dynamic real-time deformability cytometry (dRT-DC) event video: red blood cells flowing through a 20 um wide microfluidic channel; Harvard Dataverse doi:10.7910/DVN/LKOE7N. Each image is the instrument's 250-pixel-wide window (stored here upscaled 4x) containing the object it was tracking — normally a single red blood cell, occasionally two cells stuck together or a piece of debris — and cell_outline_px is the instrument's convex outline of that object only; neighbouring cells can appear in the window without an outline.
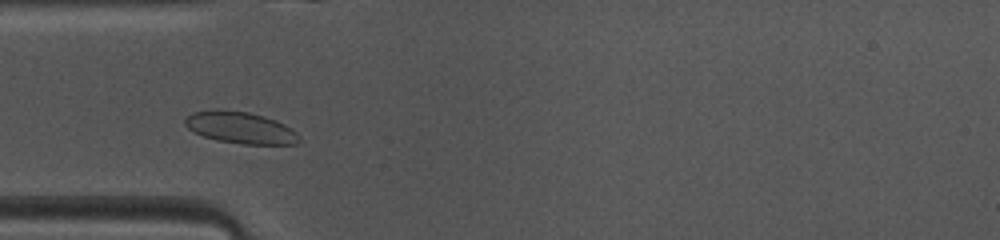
{"species": "common noctule bat (a hibernating species)", "species_latin": "Nyctalus noctula", "temperature_condition": "warm", "stored_images_in_passage": 35, "camera_frame_rate_fps": 3000, "um_per_image_px": 0.085, "animal": {"sex": "female", "body_mass_g": 10.0, "forearm_length_mm": 53.1}, "frame": {"image": 1, "passage_image": 1, "time_ms": 0.0, "image_size_px": [1000, 240], "cell_outline_px": [[300, 140], [296, 144], [244, 144], [216, 140], [204, 136], [188, 128], [184, 124], [184, 120], [192, 112], [216, 108], [248, 112], [264, 116], [276, 120], [284, 124], [296, 132]], "centroid_in_image_um": [20.41, 10.83], "position_along_channel_um": 64.6, "area_um2": 21.1}}
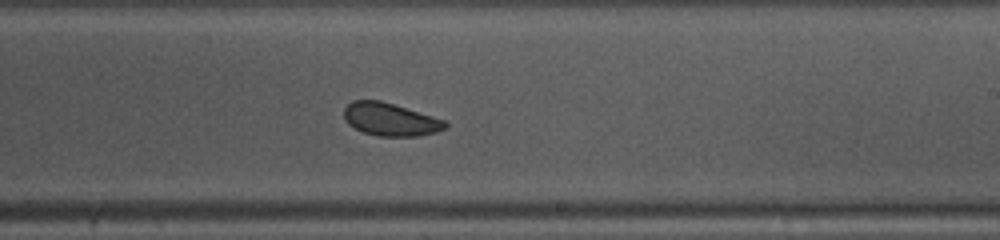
{"frame": {"image": 2, "passage_image": 15, "time_ms": 4.667, "image_size_px": [1000, 240], "cell_outline_px": [[448, 128], [436, 132], [416, 136], [380, 136], [364, 132], [348, 124], [344, 120], [344, 108], [352, 100], [380, 100], [432, 116], [444, 120], [448, 124]], "centroid_in_image_um": [33.17, 10.15], "position_along_channel_um": 255.8, "area_um2": 19.25}}
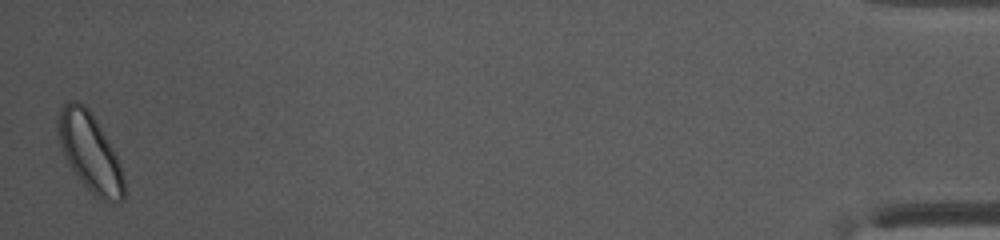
{"frame": {"image": 3, "passage_image": 35, "time_ms": 11.333, "image_size_px": [1000, 240], "cell_outline_px": [[124, 200], [120, 204], [104, 200], [96, 196], [80, 180], [68, 164], [60, 148], [56, 124], [56, 120], [60, 108], [64, 104], [72, 100], [76, 100], [84, 104], [88, 108], [96, 120], [108, 140], [120, 164], [124, 176]], "centroid_in_image_um": [7.62, 12.93], "position_along_channel_um": 427.6, "area_um2": 30.17}, "authors_computed_cell_mechanics": {"area_um2": 20.0566, "velocity_mm_per_s": 4.0723, "shape_relaxation_time_tau1_ms": 2.5168, "shape_relaxation_time_tau2_ms": 8.1279, "deformation_change_tau1": 0.085, "deformation_change_tau2": 0.0764}}